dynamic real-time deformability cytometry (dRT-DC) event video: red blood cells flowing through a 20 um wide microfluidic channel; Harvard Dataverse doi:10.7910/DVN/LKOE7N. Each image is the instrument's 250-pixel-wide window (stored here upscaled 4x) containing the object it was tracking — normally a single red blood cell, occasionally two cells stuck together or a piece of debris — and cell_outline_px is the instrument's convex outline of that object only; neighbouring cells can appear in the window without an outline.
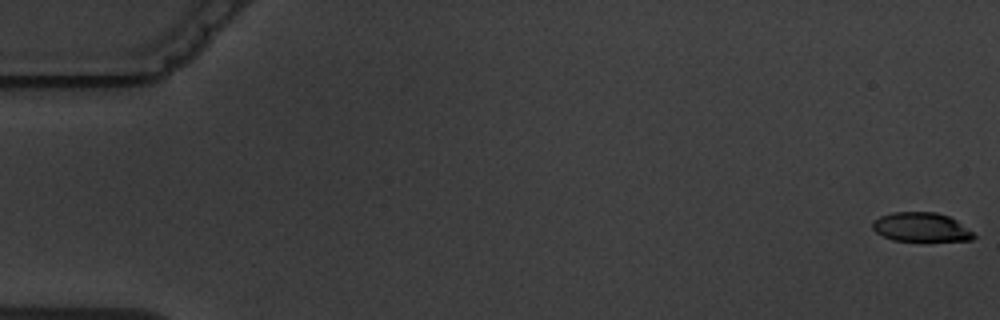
{"species": "common noctule bat (a hibernating species)", "species_latin": "Nyctalus noctula", "temperature_condition": "warm", "stored_images_in_passage": 6, "camera_frame_rate_fps": 3000, "um_per_image_px": 0.085, "animal": {"sex": "male", "body_mass_g": 19.5, "forearm_length_mm": 54.6}, "frame": {"image": 1, "passage_image": 1, "time_ms": 0.0, "image_size_px": [1000, 320], "cell_outline_px": [[976, 236], [972, 240], [892, 240], [876, 232], [872, 228], [872, 224], [880, 216], [892, 212], [936, 212], [948, 216], [956, 220], [972, 232]], "centroid_in_image_um": [78.28, 19.29], "position_along_channel_um": 6.7, "area_um2": 16.82}}